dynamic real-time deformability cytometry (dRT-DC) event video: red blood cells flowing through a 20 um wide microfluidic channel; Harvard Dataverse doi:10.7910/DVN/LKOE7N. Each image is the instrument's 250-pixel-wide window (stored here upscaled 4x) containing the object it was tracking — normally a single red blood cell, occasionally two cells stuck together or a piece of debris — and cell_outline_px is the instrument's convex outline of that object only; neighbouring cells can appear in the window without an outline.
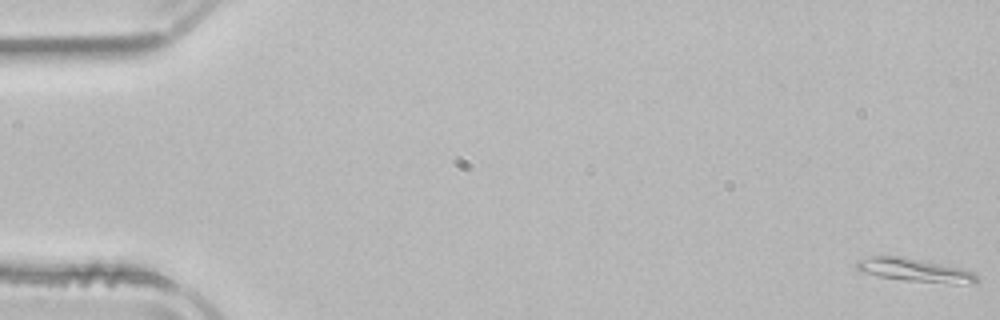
{"species": "common noctule bat (a hibernating species)", "species_latin": "Nyctalus noctula", "temperature_condition": "room temperature", "stored_images_in_passage": 20, "camera_frame_rate_fps": 3000, "um_per_image_px": 0.085, "animal": {"sex": "male", "body_mass_g": 21.5, "forearm_length_mm": 52.0}, "frame": {"image": 1, "passage_image": 1, "time_ms": 0.0, "image_size_px": [1000, 320], "cell_outline_px": [[976, 280], [956, 284], [908, 280], [876, 276], [860, 272], [856, 268], [856, 260], [868, 256], [904, 256], [976, 272]], "centroid_in_image_um": [77.62, 22.94], "position_along_channel_um": 7.4, "area_um2": 16.01}}
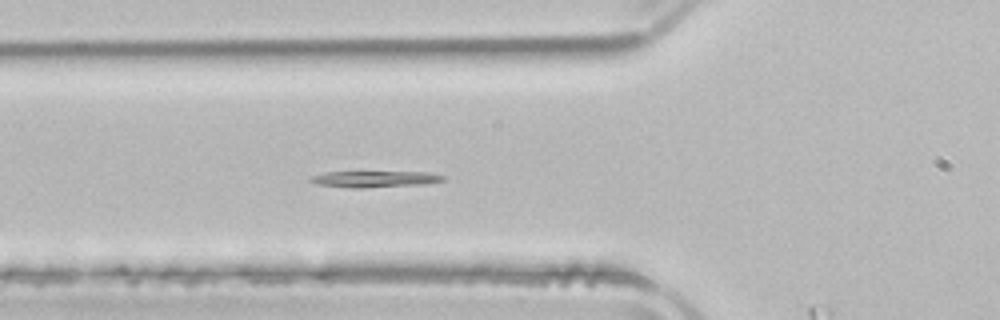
{"frame": {"image": 2, "passage_image": 19, "time_ms": 6.0, "image_size_px": [1000, 320], "cell_outline_px": [[448, 176], [444, 180], [424, 184], [360, 188], [352, 188], [316, 184], [308, 180], [312, 176], [328, 172], [428, 172]], "centroid_in_image_um": [31.89, 15.22], "position_along_channel_um": 93.9, "area_um2": 12.54}}